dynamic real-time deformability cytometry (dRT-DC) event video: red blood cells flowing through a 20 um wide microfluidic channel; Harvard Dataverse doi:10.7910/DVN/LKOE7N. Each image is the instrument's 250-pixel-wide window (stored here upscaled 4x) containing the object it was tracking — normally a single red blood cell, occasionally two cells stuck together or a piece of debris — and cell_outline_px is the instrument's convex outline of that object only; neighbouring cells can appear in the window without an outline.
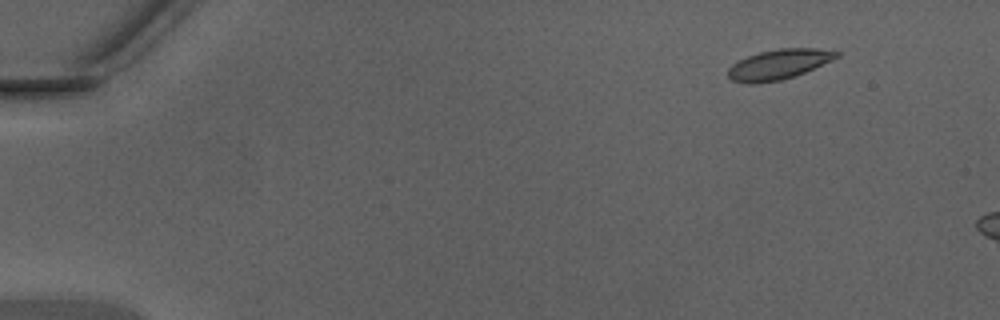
{"species": "Egyptian fruit bat (a non-hibernating species)", "species_latin": "Rousettus aegyptiacus", "temperature_condition": "warm", "stored_images_in_passage": 10, "camera_frame_rate_fps": 3000, "um_per_image_px": 0.085, "animal": {"sex": "male"}, "frame": {"image": 1, "passage_image": 5, "time_ms": 1.333, "image_size_px": [1000, 320], "cell_outline_px": [[840, 56], [832, 60], [796, 76], [780, 80], [756, 84], [748, 84], [732, 80], [728, 76], [728, 68], [732, 64], [748, 56], [760, 52], [776, 48], [816, 48], [840, 52]], "centroid_in_image_um": [66.19, 5.47], "position_along_channel_um": 18.8, "area_um2": 19.02}}